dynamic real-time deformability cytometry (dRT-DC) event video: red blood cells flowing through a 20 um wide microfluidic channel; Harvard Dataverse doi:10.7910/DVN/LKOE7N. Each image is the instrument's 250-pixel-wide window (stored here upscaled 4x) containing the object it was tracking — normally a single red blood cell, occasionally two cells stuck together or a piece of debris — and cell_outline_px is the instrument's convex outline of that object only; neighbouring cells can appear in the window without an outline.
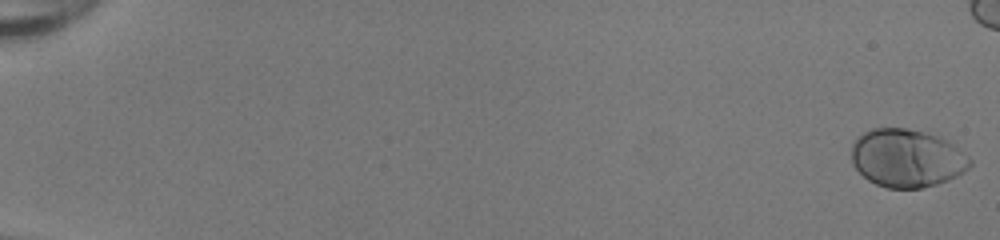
{"species": "human", "species_latin": "Homo sapiens", "temperature_condition": "room temperature", "stored_images_in_passage": 48, "camera_frame_rate_fps": 3000, "um_per_image_px": 0.085, "donor": {"sex": "female"}, "frame": {"image": 1, "passage_image": 1, "time_ms": 0.0, "image_size_px": [1000, 240], "cell_outline_px": [[972, 164], [964, 172], [948, 180], [924, 188], [888, 188], [876, 184], [868, 180], [852, 164], [852, 144], [856, 136], [872, 128], [904, 128], [924, 132], [936, 136], [952, 144], [968, 156], [972, 160]], "centroid_in_image_um": [77.06, 13.45], "position_along_channel_um": 7.9, "area_um2": 40.0}}
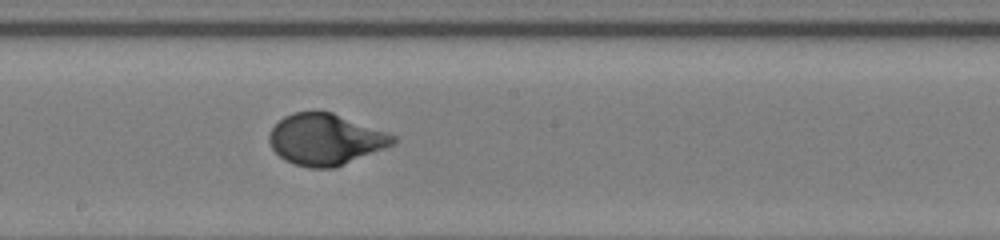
{"frame": {"image": 2, "passage_image": 31, "time_ms": 10.0, "image_size_px": [1000, 240], "cell_outline_px": [[396, 144], [336, 168], [308, 168], [292, 164], [284, 160], [272, 148], [268, 140], [268, 136], [272, 128], [284, 116], [292, 112], [332, 112], [388, 132], [396, 136]], "centroid_in_image_um": [27.69, 11.87], "position_along_channel_um": 220.5, "area_um2": 37.22}}
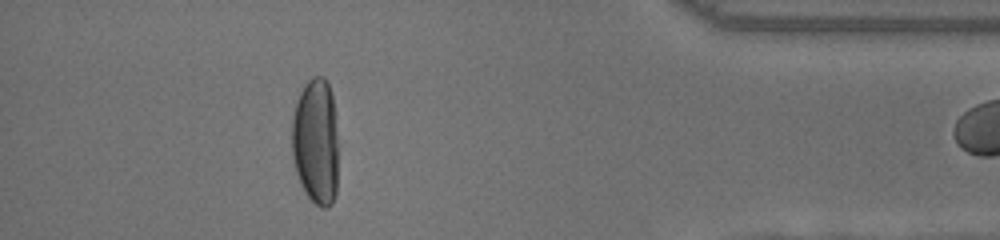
{"frame": {"image": 3, "passage_image": 47, "time_ms": 15.333, "image_size_px": [1000, 240], "cell_outline_px": [[336, 192], [332, 204], [328, 208], [324, 208], [316, 204], [304, 192], [300, 184], [296, 172], [292, 156], [292, 116], [300, 92], [304, 84], [312, 76], [324, 76], [328, 80], [332, 96], [336, 132]], "centroid_in_image_um": [26.82, 12.02], "position_along_channel_um": 408.4, "area_um2": 34.22}}